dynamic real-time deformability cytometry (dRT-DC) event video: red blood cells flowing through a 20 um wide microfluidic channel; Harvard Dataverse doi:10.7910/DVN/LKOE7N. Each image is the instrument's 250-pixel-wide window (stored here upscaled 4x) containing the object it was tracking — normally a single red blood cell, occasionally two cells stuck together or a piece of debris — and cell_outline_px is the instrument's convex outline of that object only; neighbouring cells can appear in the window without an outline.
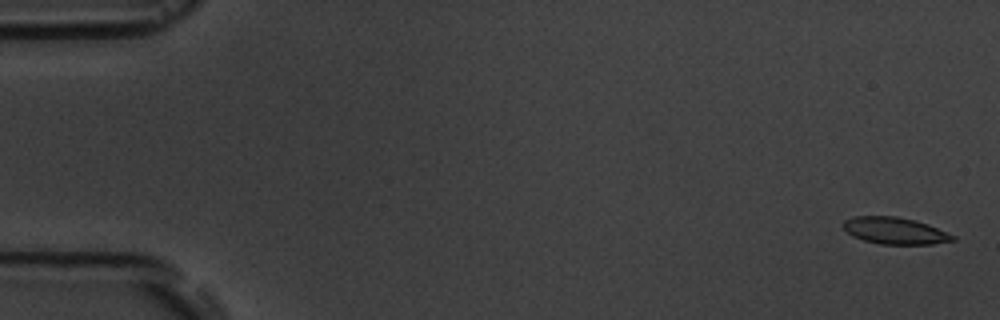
{"species": "common noctule bat (a hibernating species)", "species_latin": "Nyctalus noctula", "temperature_condition": "room temperature", "stored_images_in_passage": 6, "camera_frame_rate_fps": 3000, "um_per_image_px": 0.085, "animal": {"sex": "male", "body_mass_g": 19.5, "forearm_length_mm": 54.6}, "frame": {"image": 1, "passage_image": 1, "time_ms": 0.0, "image_size_px": [1000, 320], "cell_outline_px": [[956, 240], [932, 244], [880, 244], [864, 240], [852, 236], [844, 228], [844, 220], [856, 216], [896, 216], [916, 220], [928, 224], [956, 236]], "centroid_in_image_um": [76.1, 19.61], "position_along_channel_um": 8.9, "area_um2": 17.05}}
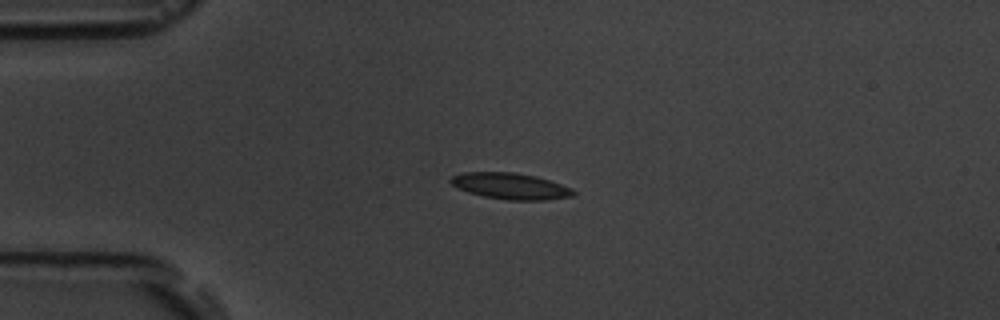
{"frame": {"image": 2, "passage_image": 4, "time_ms": 4.0, "image_size_px": [1000, 320], "cell_outline_px": [[576, 192], [572, 196], [544, 200], [508, 200], [484, 196], [468, 192], [452, 184], [448, 180], [452, 176], [464, 172], [516, 172], [536, 176], [572, 188]], "centroid_in_image_um": [43.39, 15.81], "position_along_channel_um": 41.6, "area_um2": 18.61}}
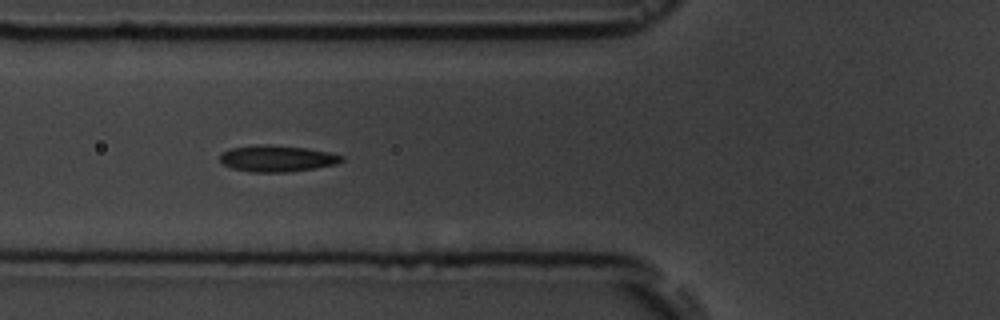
{"frame": {"image": 3, "passage_image": 6, "time_ms": 6.333, "image_size_px": [1000, 320], "cell_outline_px": [[344, 160], [336, 164], [288, 172], [252, 172], [232, 168], [224, 164], [220, 160], [220, 156], [224, 152], [232, 148], [260, 144], [308, 148], [328, 152], [344, 156]], "centroid_in_image_um": [23.57, 13.47], "position_along_channel_um": 102.2, "area_um2": 18.44}}